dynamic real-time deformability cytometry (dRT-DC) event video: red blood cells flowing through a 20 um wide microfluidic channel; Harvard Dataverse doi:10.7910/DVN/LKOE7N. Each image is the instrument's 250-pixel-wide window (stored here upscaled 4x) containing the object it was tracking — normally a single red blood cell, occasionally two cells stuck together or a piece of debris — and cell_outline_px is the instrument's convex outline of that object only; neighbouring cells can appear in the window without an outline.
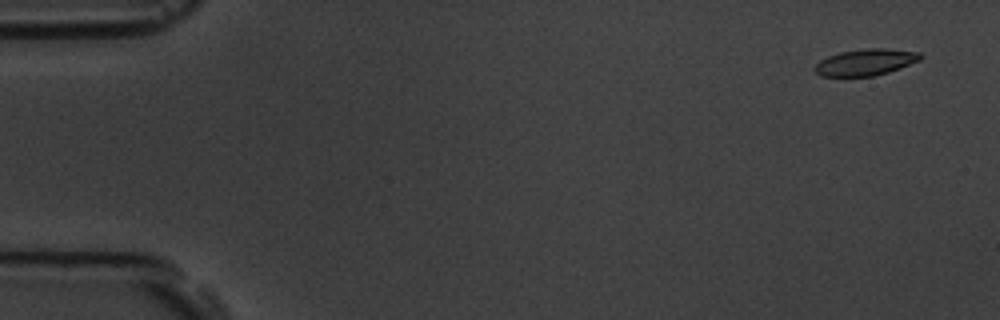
{"species": "common noctule bat (a hibernating species)", "species_latin": "Nyctalus noctula", "temperature_condition": "room temperature", "stored_images_in_passage": 5, "camera_frame_rate_fps": 3000, "um_per_image_px": 0.085, "animal": {"sex": "male", "body_mass_g": 19.5, "forearm_length_mm": 54.6}, "frame": {"image": 1, "passage_image": 1, "time_ms": 0.0, "image_size_px": [1000, 320], "cell_outline_px": [[924, 56], [920, 60], [900, 68], [888, 72], [872, 76], [820, 76], [812, 68], [820, 60], [828, 56], [840, 52], [868, 48], [884, 48], [920, 52]], "centroid_in_image_um": [73.58, 5.28], "position_along_channel_um": 11.4, "area_um2": 16.3}}
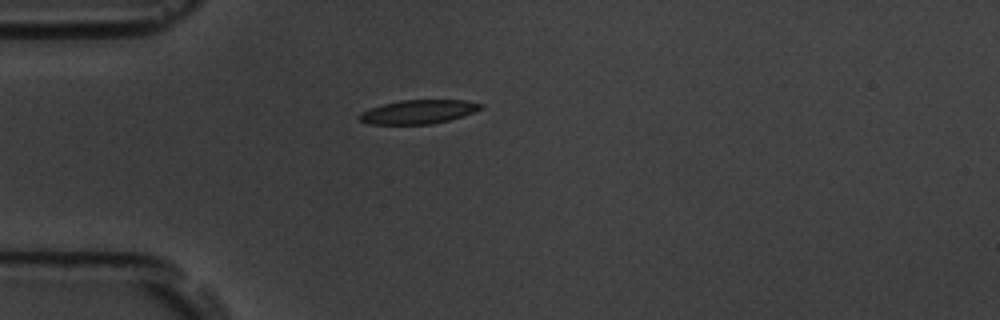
{"frame": {"image": 2, "passage_image": 5, "time_ms": 4.333, "image_size_px": [1000, 320], "cell_outline_px": [[484, 108], [448, 120], [432, 124], [368, 124], [360, 120], [360, 112], [384, 104], [400, 100], [464, 100], [484, 104]], "centroid_in_image_um": [35.57, 9.5], "position_along_channel_um": 49.4, "area_um2": 16.65}}